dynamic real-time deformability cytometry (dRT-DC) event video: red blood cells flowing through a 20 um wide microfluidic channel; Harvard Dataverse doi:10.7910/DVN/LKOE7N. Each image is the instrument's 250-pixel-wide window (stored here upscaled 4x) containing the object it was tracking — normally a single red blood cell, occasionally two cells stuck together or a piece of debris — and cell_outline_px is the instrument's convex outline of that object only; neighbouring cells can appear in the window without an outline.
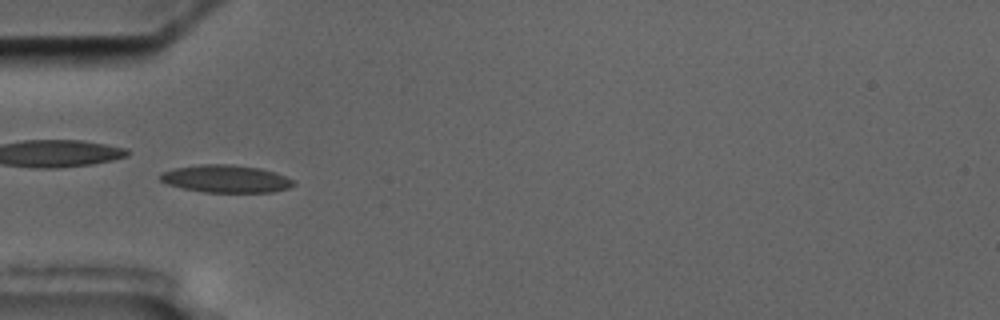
{"species": "common noctule bat (a hibernating species)", "species_latin": "Nyctalus noctula", "temperature_condition": "cold", "stored_images_in_passage": 8, "camera_frame_rate_fps": 3000, "um_per_image_px": 0.085, "animal": {"sex": "male", "body_mass_g": 17.5, "forearm_length_mm": 52.3}, "frame": {"image": 1, "passage_image": 5, "time_ms": 4.333, "image_size_px": [1000, 320], "cell_outline_px": [[296, 184], [288, 188], [272, 192], [204, 192], [184, 188], [168, 184], [160, 180], [160, 172], [176, 168], [200, 164], [232, 164], [260, 168], [276, 172], [292, 180]], "centroid_in_image_um": [19.21, 15.19], "position_along_channel_um": 65.8, "area_um2": 21.33}}
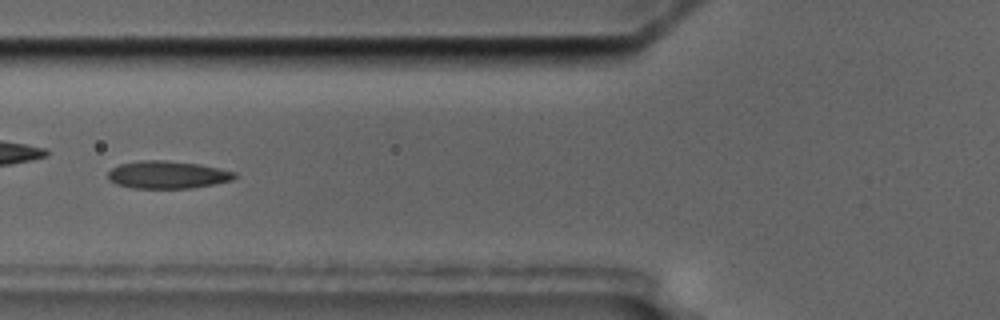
{"frame": {"image": 2, "passage_image": 6, "time_ms": 5.667, "image_size_px": [1000, 320], "cell_outline_px": [[236, 176], [232, 180], [192, 188], [132, 188], [116, 184], [108, 180], [108, 172], [112, 168], [120, 164], [140, 160], [164, 160], [200, 164], [236, 172]], "centroid_in_image_um": [14.21, 14.85], "position_along_channel_um": 111.6, "area_um2": 20.35}}
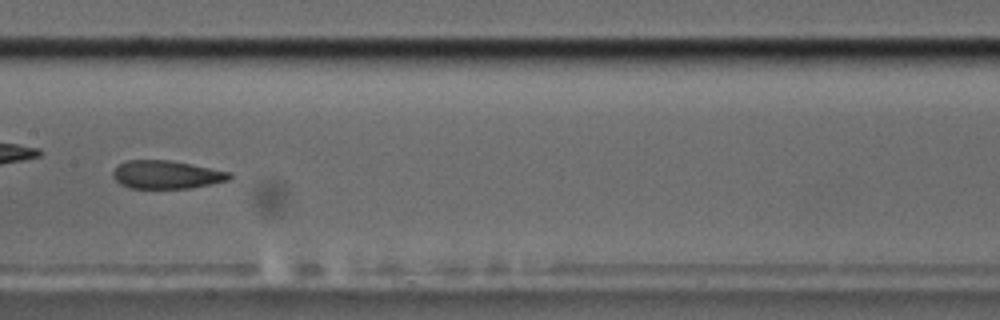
{"frame": {"image": 3, "passage_image": 8, "time_ms": 8.0, "image_size_px": [1000, 320], "cell_outline_px": [[232, 176], [228, 180], [212, 184], [192, 188], [128, 188], [120, 184], [112, 176], [112, 172], [120, 164], [128, 160], [168, 160], [192, 164], [232, 172]], "centroid_in_image_um": [14.17, 14.85], "position_along_channel_um": 193.2, "area_um2": 19.19}}